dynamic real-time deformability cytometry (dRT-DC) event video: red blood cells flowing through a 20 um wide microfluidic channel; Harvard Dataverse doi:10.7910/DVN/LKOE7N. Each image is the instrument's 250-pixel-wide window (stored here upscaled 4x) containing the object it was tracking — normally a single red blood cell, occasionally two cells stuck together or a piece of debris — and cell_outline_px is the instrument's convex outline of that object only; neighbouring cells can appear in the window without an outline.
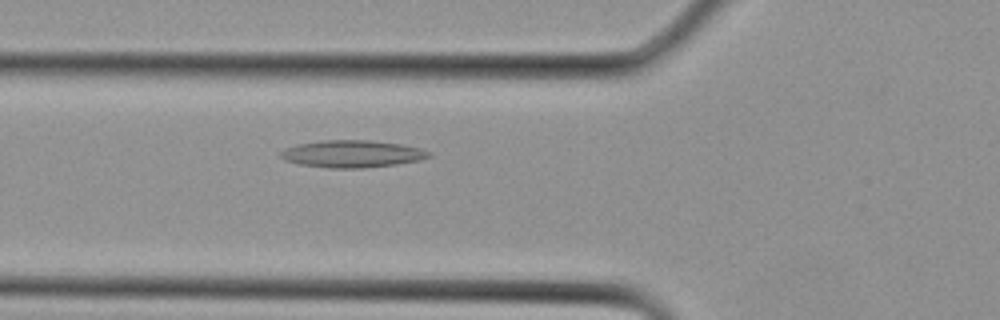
{"species": "Egyptian fruit bat (a non-hibernating species)", "species_latin": "Rousettus aegyptiacus", "temperature_condition": "cold", "stored_images_in_passage": 5, "camera_frame_rate_fps": 3000, "um_per_image_px": 0.085, "animal": {"sex": "female"}, "frame": {"image": 1, "passage_image": 3, "time_ms": 0.667, "image_size_px": [1000, 320], "cell_outline_px": [[432, 156], [420, 160], [396, 164], [364, 168], [328, 168], [300, 164], [284, 160], [280, 156], [280, 152], [284, 148], [296, 144], [320, 140], [372, 140], [400, 144], [420, 148], [432, 152]], "centroid_in_image_um": [29.92, 13.07], "position_along_channel_um": 95.9, "area_um2": 23.7}}
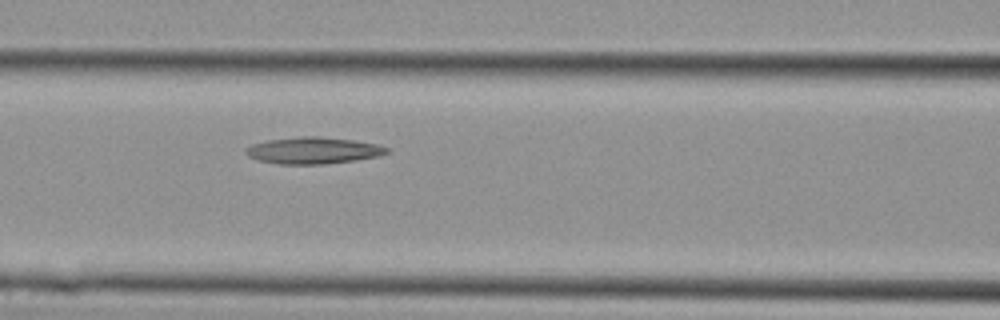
{"frame": {"image": 2, "passage_image": 5, "time_ms": 1.333, "image_size_px": [1000, 320], "cell_outline_px": [[392, 152], [380, 156], [356, 160], [324, 164], [276, 164], [256, 160], [248, 156], [244, 152], [244, 148], [252, 144], [268, 140], [304, 136], [320, 136], [352, 140], [376, 144], [388, 148]], "centroid_in_image_um": [26.61, 12.8], "position_along_channel_um": 140.0, "area_um2": 22.08}}